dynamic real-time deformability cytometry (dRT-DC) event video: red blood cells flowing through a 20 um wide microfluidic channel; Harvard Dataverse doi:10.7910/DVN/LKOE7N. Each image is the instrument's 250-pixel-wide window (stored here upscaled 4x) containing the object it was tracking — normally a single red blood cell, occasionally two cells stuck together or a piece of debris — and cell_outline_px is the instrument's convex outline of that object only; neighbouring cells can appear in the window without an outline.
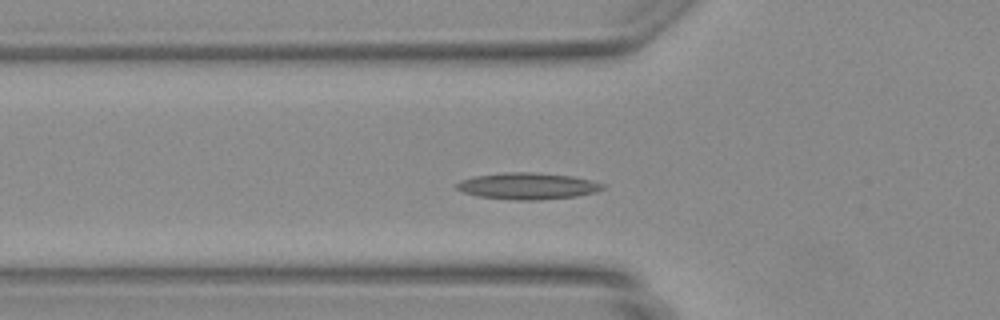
{"species": "Egyptian fruit bat (a non-hibernating species)", "species_latin": "Rousettus aegyptiacus", "temperature_condition": "warm", "stored_images_in_passage": 33, "camera_frame_rate_fps": 3000, "um_per_image_px": 0.085, "animal": {"sex": "female"}, "frame": {"image": 1, "passage_image": 11, "time_ms": 3.333, "image_size_px": [1000, 320], "cell_outline_px": [[604, 188], [596, 192], [576, 196], [536, 200], [512, 200], [476, 196], [464, 192], [456, 188], [456, 184], [460, 180], [476, 176], [508, 172], [532, 172], [572, 176], [604, 184]], "centroid_in_image_um": [44.83, 15.82], "position_along_channel_um": 81.0, "area_um2": 22.43}}
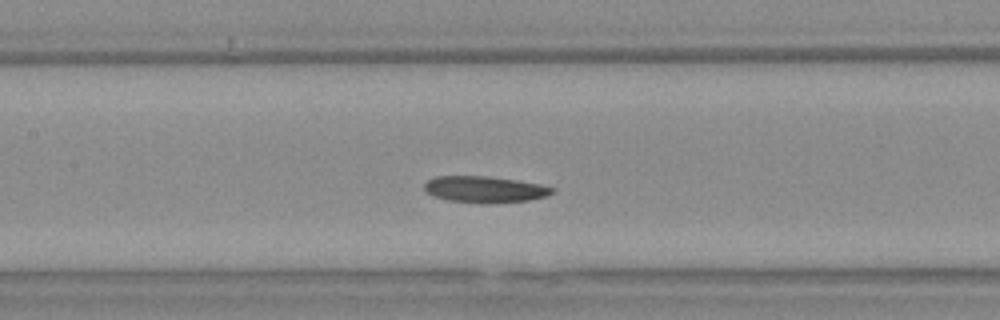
{"frame": {"image": 2, "passage_image": 17, "time_ms": 5.333, "image_size_px": [1000, 320], "cell_outline_px": [[556, 188], [552, 192], [544, 196], [528, 200], [488, 204], [476, 204], [448, 200], [432, 196], [424, 188], [424, 184], [428, 180], [436, 176], [484, 176], [540, 184]], "centroid_in_image_um": [41.15, 16.11], "position_along_channel_um": 166.2, "area_um2": 19.59}}
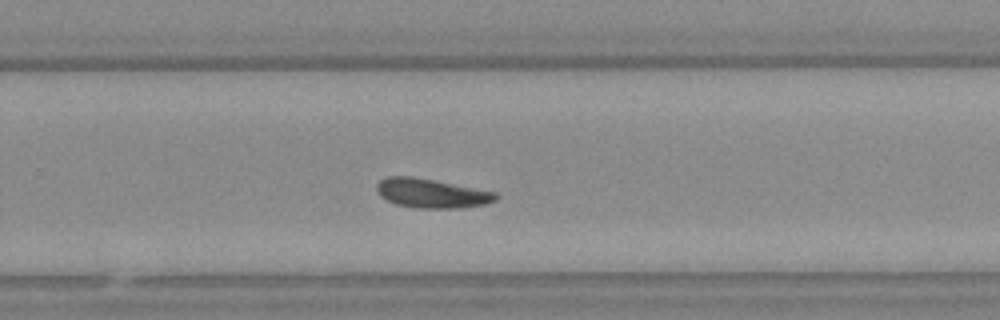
{"frame": {"image": 3, "passage_image": 26, "time_ms": 8.333, "image_size_px": [1000, 320], "cell_outline_px": [[500, 196], [496, 200], [488, 204], [460, 208], [416, 208], [396, 204], [380, 196], [376, 188], [376, 184], [380, 180], [388, 176], [412, 176], [436, 180], [496, 192]], "centroid_in_image_um": [36.71, 16.43], "position_along_channel_um": 293.1, "area_um2": 20.46}}